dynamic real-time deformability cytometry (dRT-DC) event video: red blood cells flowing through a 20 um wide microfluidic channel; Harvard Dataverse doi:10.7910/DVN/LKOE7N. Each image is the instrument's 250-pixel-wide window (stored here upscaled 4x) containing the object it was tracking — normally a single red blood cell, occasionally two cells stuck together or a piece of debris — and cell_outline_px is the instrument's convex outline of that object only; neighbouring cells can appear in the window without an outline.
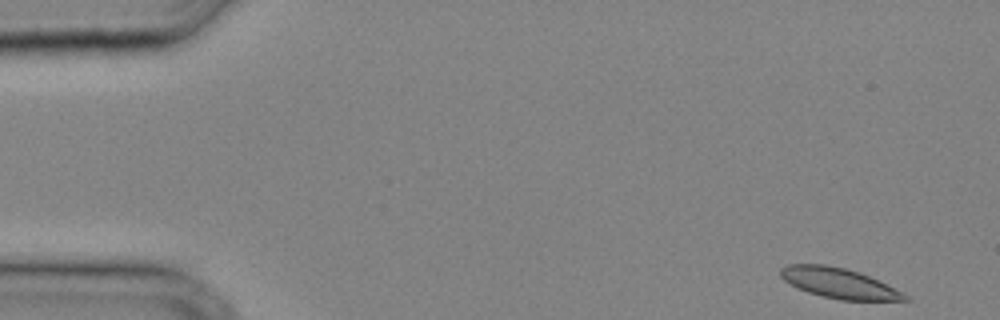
{"species": "common noctule bat (a hibernating species)", "species_latin": "Nyctalus noctula", "temperature_condition": "cold", "stored_images_in_passage": 32, "camera_frame_rate_fps": 3000, "um_per_image_px": 0.085, "animal": {"sex": "male", "body_mass_g": 20.4}, "frame": {"image": 1, "passage_image": 1, "time_ms": 0.0, "image_size_px": [1000, 320], "cell_outline_px": [[912, 300], [840, 300], [808, 292], [796, 288], [784, 280], [780, 276], [780, 268], [788, 264], [824, 264], [844, 268], [860, 272], [904, 292]], "centroid_in_image_um": [71.3, 24.06], "position_along_channel_um": 13.7, "area_um2": 21.85}}
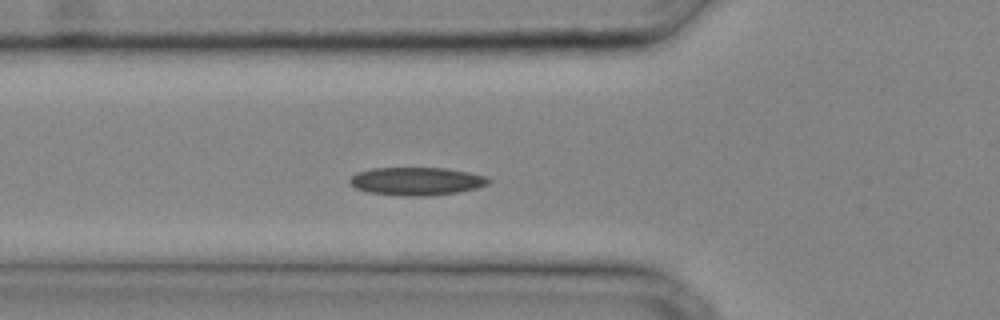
{"frame": {"image": 2, "passage_image": 11, "time_ms": 3.333, "image_size_px": [1000, 320], "cell_outline_px": [[492, 180], [488, 184], [476, 188], [456, 192], [424, 196], [400, 196], [368, 192], [356, 188], [348, 180], [356, 172], [372, 168], [444, 168], [468, 172], [488, 176]], "centroid_in_image_um": [35.41, 15.4], "position_along_channel_um": 90.4, "area_um2": 22.66}}
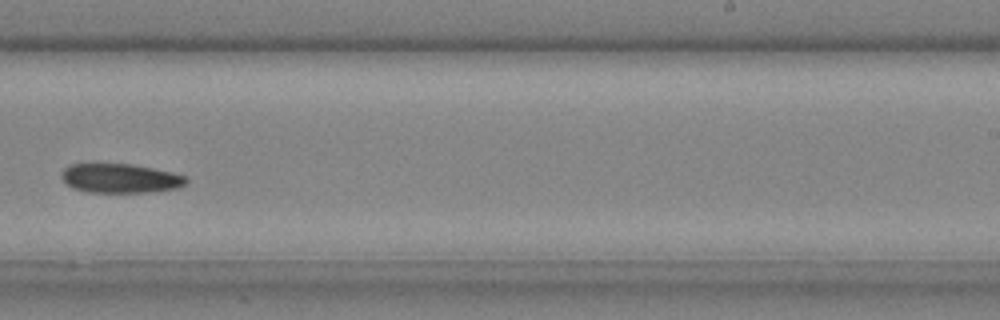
{"frame": {"image": 3, "passage_image": 21, "time_ms": 6.667, "image_size_px": [1000, 320], "cell_outline_px": [[188, 184], [180, 188], [148, 192], [88, 192], [72, 188], [60, 176], [60, 172], [68, 164], [132, 164], [172, 172], [184, 176], [188, 180]], "centroid_in_image_um": [10.23, 15.16], "position_along_channel_um": 278.8, "area_um2": 21.33}}